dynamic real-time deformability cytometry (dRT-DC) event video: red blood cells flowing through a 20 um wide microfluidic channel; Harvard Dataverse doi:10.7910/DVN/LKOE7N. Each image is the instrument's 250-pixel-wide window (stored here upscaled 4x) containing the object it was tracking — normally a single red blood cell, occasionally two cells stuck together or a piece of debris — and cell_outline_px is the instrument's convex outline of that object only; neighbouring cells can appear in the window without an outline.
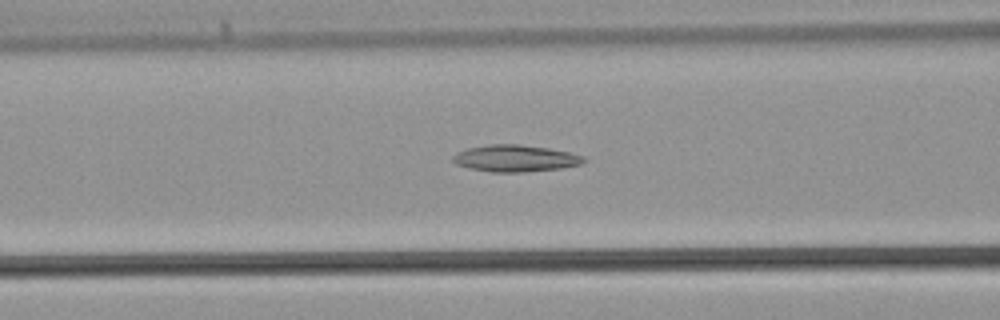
{"species": "common noctule bat (a hibernating species)", "species_latin": "Nyctalus noctula", "temperature_condition": "warm", "stored_images_in_passage": 24, "camera_frame_rate_fps": 3000, "um_per_image_px": 0.085, "animal": {"sex": "male", "body_mass_g": 21.5, "forearm_length_mm": 52.0}, "frame": {"image": 1, "passage_image": 7, "time_ms": 2.0, "image_size_px": [1000, 320], "cell_outline_px": [[588, 160], [580, 164], [560, 168], [524, 172], [492, 172], [468, 168], [456, 164], [452, 160], [452, 156], [456, 152], [468, 148], [488, 144], [520, 144], [548, 148], [568, 152], [584, 156]], "centroid_in_image_um": [43.78, 13.45], "position_along_channel_um": 122.8, "area_um2": 20.46}}
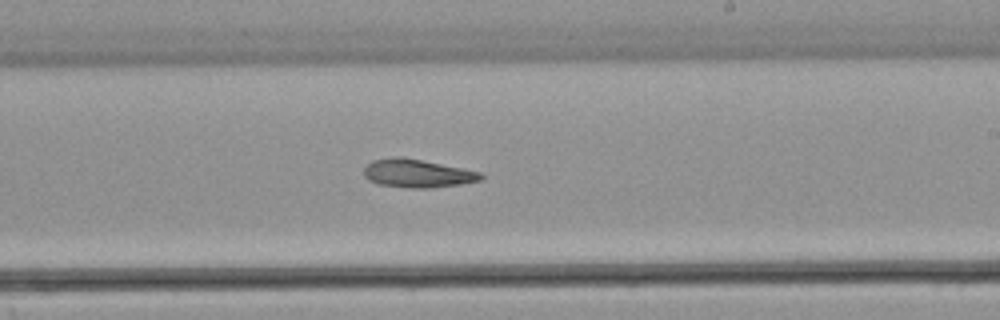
{"frame": {"image": 2, "passage_image": 15, "time_ms": 4.667, "image_size_px": [1000, 320], "cell_outline_px": [[484, 176], [480, 180], [460, 184], [428, 188], [412, 188], [380, 184], [368, 180], [364, 176], [364, 168], [372, 160], [392, 156], [400, 156], [480, 172]], "centroid_in_image_um": [35.42, 14.73], "position_along_channel_um": 253.6, "area_um2": 18.96}}
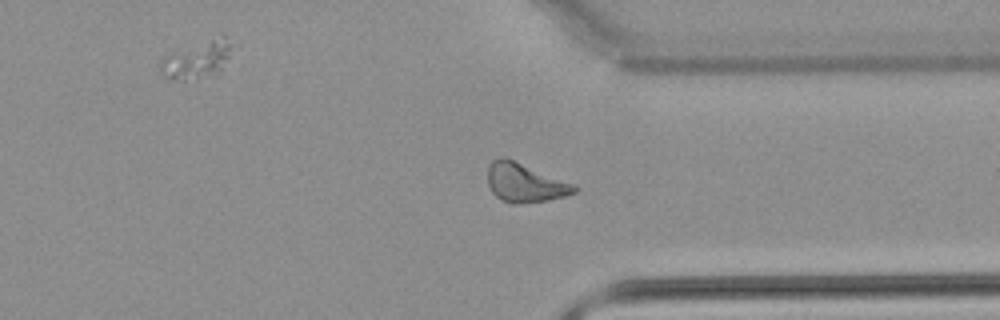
{"frame": {"image": 3, "passage_image": 22, "time_ms": 7.0, "image_size_px": [1000, 320], "cell_outline_px": [[576, 192], [564, 196], [548, 200], [516, 204], [512, 204], [496, 196], [492, 192], [488, 184], [488, 164], [492, 160], [500, 156], [504, 156], [572, 184], [576, 188]], "centroid_in_image_um": [44.55, 15.52], "position_along_channel_um": 366.9, "area_um2": 19.25}}